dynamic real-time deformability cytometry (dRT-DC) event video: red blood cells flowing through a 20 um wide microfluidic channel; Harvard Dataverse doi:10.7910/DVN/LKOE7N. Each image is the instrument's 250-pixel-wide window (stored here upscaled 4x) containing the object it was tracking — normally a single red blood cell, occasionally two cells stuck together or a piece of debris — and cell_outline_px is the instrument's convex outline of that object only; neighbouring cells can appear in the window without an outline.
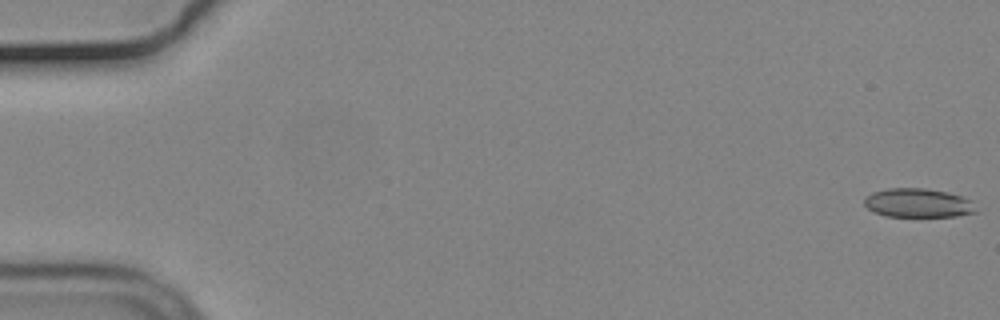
{"species": "common noctule bat (a hibernating species)", "species_latin": "Nyctalus noctula", "temperature_condition": "cold", "stored_images_in_passage": 14, "camera_frame_rate_fps": 3000, "um_per_image_px": 0.085, "animal": {"sex": "male", "body_mass_g": 19.2, "forearm_length_mm": 51.8}, "frame": {"image": 1, "passage_image": 1, "time_ms": 0.0, "image_size_px": [1000, 320], "cell_outline_px": [[980, 212], [956, 216], [884, 216], [868, 208], [864, 204], [864, 200], [872, 192], [888, 188], [924, 188], [944, 192], [960, 196], [972, 200]], "centroid_in_image_um": [78.08, 17.26], "position_along_channel_um": 6.9, "area_um2": 18.79}}